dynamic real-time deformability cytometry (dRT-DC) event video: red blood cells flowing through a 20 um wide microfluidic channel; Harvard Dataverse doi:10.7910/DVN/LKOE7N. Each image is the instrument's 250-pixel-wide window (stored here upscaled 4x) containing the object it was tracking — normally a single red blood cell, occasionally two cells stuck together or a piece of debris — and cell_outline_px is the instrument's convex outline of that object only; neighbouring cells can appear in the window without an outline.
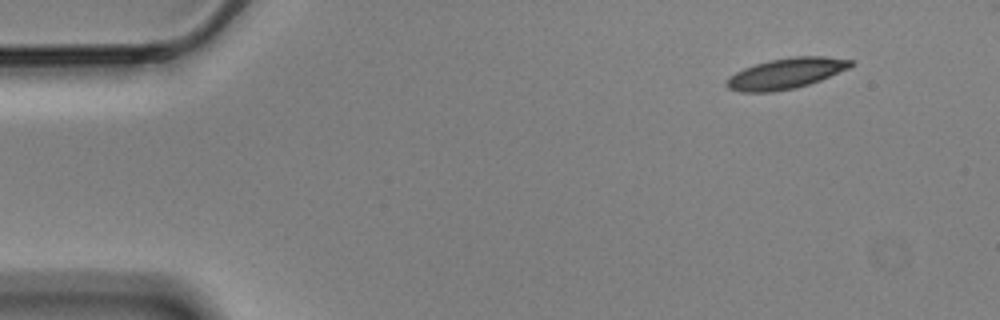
{"species": "Egyptian fruit bat (a non-hibernating species)", "species_latin": "Rousettus aegyptiacus", "temperature_condition": "cold", "stored_images_in_passage": 53, "camera_frame_rate_fps": 3000, "um_per_image_px": 0.085, "animal": {"sex": "male"}, "frame": {"image": 1, "passage_image": 1, "time_ms": 0.0, "image_size_px": [1000, 320], "cell_outline_px": [[856, 60], [848, 68], [820, 80], [796, 88], [772, 92], [740, 92], [728, 88], [724, 84], [724, 80], [728, 76], [744, 68], [756, 64], [772, 60], [792, 56], [824, 56]], "centroid_in_image_um": [66.77, 6.25], "position_along_channel_um": 18.2, "area_um2": 22.2}}
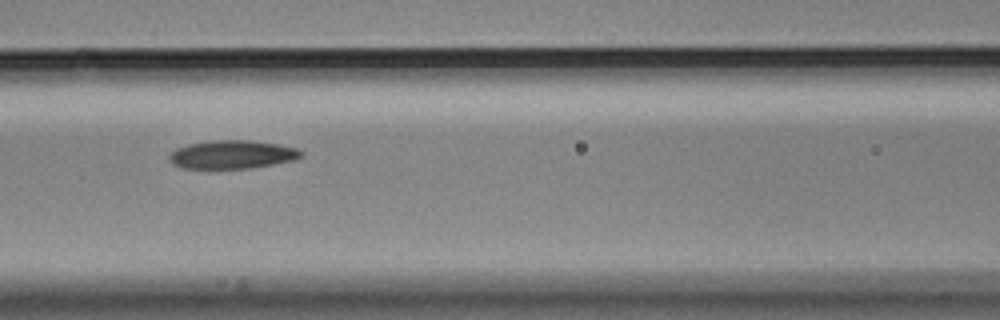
{"frame": {"image": 2, "passage_image": 20, "time_ms": 6.333, "image_size_px": [1000, 320], "cell_outline_px": [[304, 156], [292, 160], [252, 168], [180, 168], [172, 164], [168, 160], [168, 156], [176, 148], [188, 144], [212, 140], [248, 140], [276, 144], [296, 148], [304, 152]], "centroid_in_image_um": [19.7, 13.13], "position_along_channel_um": 146.9, "area_um2": 21.79}}
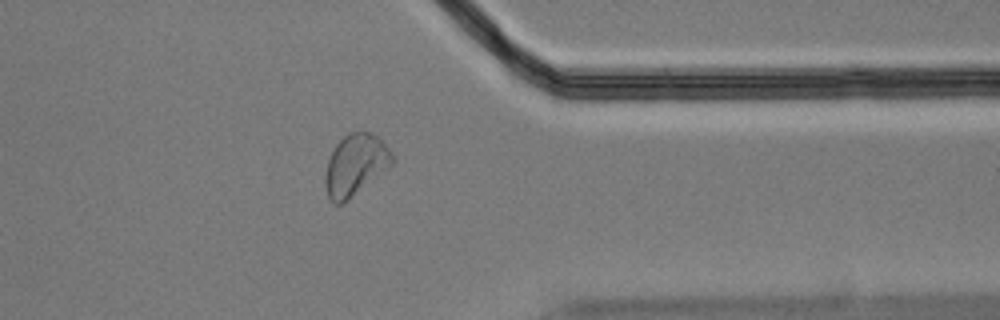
{"frame": {"image": 3, "passage_image": 41, "time_ms": 13.333, "image_size_px": [1000, 320], "cell_outline_px": [[396, 160], [392, 164], [340, 204], [336, 204], [328, 196], [324, 184], [324, 176], [328, 160], [336, 144], [348, 132], [372, 132], [380, 136], [392, 152]], "centroid_in_image_um": [30.22, 13.95], "position_along_channel_um": 381.2, "area_um2": 23.52}, "authors_computed_cell_mechanics": {"area_um2": 22.5998, "velocity_mm_per_s": 3.4809, "shape_relaxation_time_tau1_ms": 5.9712, "shape_relaxation_time_tau2_ms": 3.6879, "deformation_change_tau1": 0.1635, "deformation_change_tau2": 0.1022}}